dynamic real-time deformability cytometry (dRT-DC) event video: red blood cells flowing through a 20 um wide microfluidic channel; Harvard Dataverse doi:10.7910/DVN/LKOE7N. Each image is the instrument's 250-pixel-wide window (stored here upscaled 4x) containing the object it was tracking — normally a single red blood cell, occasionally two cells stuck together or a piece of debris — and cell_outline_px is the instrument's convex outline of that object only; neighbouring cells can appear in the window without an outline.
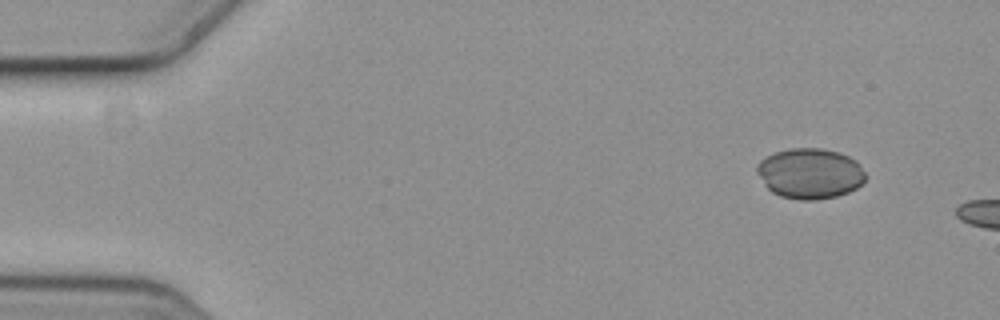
{"species": "common noctule bat (a hibernating species)", "species_latin": "Nyctalus noctula", "temperature_condition": "cold", "stored_images_in_passage": 3, "camera_frame_rate_fps": 3000, "um_per_image_px": 0.085, "animal": {"sex": "female", "body_mass_g": 19.3, "forearm_length_mm": 54.1}, "frame": {"image": 1, "passage_image": 1, "time_ms": 0.0, "image_size_px": [1000, 320], "cell_outline_px": [[864, 180], [856, 188], [848, 192], [836, 196], [812, 200], [800, 200], [780, 196], [772, 192], [764, 184], [756, 172], [756, 164], [764, 156], [788, 148], [820, 148], [840, 152], [856, 160], [864, 172]], "centroid_in_image_um": [68.81, 14.73], "position_along_channel_um": 16.2, "area_um2": 31.96}}